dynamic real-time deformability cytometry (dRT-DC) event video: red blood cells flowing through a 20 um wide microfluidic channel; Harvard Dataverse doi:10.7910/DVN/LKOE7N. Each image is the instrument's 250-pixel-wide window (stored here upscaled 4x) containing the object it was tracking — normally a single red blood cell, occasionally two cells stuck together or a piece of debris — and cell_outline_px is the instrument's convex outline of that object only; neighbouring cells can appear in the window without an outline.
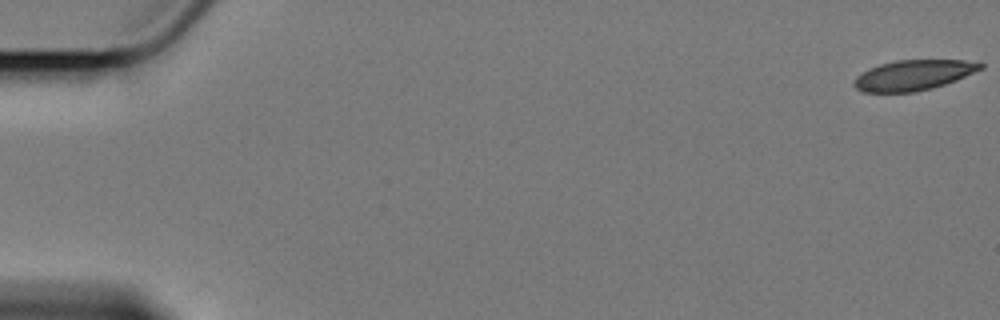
{"species": "Egyptian fruit bat (a non-hibernating species)", "species_latin": "Rousettus aegyptiacus", "temperature_condition": "cold", "stored_images_in_passage": 13, "camera_frame_rate_fps": 3000, "um_per_image_px": 0.085, "animal": {"sex": "female"}, "frame": {"image": 1, "passage_image": 1, "time_ms": 0.0, "image_size_px": [1000, 320], "cell_outline_px": [[984, 68], [956, 80], [932, 88], [916, 92], [860, 92], [852, 84], [856, 76], [880, 64], [896, 60], [964, 60], [984, 64]], "centroid_in_image_um": [77.64, 6.39], "position_along_channel_um": 7.4, "area_um2": 22.2}}